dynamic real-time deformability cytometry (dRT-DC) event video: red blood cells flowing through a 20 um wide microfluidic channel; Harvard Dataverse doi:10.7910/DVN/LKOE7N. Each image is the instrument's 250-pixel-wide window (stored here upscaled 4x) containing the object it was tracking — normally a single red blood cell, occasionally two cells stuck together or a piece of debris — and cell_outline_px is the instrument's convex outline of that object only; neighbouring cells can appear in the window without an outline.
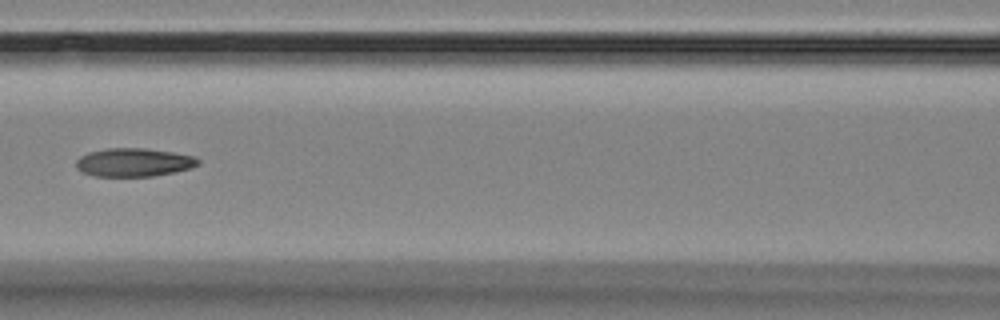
{"species": "Egyptian fruit bat (a non-hibernating species)", "species_latin": "Rousettus aegyptiacus", "temperature_condition": "room temperature", "stored_images_in_passage": 8, "camera_frame_rate_fps": 3000, "um_per_image_px": 0.085, "animal": {"sex": "female"}, "frame": {"image": 1, "passage_image": 8, "time_ms": 8.0, "image_size_px": [1000, 320], "cell_outline_px": [[200, 164], [192, 168], [152, 176], [96, 176], [84, 172], [76, 168], [76, 160], [80, 156], [88, 152], [108, 148], [144, 148], [172, 152], [196, 156], [200, 160]], "centroid_in_image_um": [11.39, 13.79], "position_along_channel_um": 155.2, "area_um2": 20.17}}